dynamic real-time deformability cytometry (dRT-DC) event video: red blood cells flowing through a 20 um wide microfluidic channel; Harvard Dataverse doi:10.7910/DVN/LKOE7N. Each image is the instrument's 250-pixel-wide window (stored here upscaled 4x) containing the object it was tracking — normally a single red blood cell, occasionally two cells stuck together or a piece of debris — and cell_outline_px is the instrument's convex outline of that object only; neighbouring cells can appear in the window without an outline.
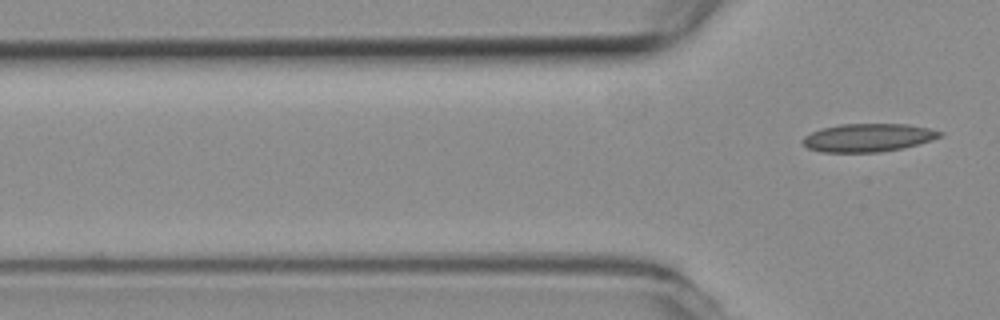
{"species": "common noctule bat (a hibernating species)", "species_latin": "Nyctalus noctula", "temperature_condition": "room temperature", "stored_images_in_passage": 2, "camera_frame_rate_fps": 3000, "um_per_image_px": 0.085, "animal": {"sex": "female", "body_mass_g": 19.3, "forearm_length_mm": 54.1}, "frame": {"image": 1, "passage_image": 2, "time_ms": 0.333, "image_size_px": [1000, 320], "cell_outline_px": [[944, 132], [940, 136], [932, 140], [904, 148], [880, 152], [820, 152], [808, 148], [800, 140], [804, 136], [812, 132], [824, 128], [840, 124], [904, 124], [928, 128]], "centroid_in_image_um": [73.78, 11.71], "position_along_channel_um": 52.0, "area_um2": 22.43}}